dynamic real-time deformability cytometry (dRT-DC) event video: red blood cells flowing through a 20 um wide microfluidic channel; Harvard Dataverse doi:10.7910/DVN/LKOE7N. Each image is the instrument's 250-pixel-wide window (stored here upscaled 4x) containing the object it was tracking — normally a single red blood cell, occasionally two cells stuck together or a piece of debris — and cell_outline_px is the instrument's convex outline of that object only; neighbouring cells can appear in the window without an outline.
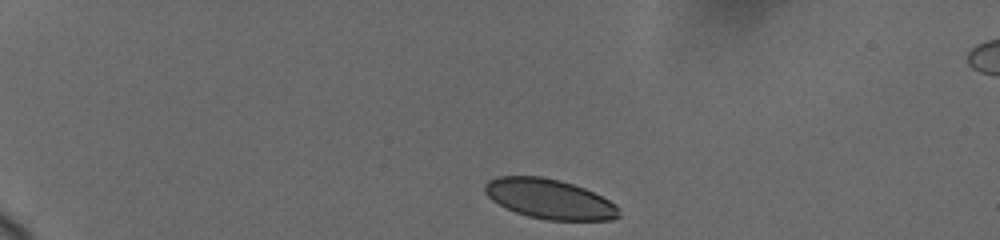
{"species": "human", "species_latin": "Homo sapiens", "temperature_condition": "cold", "stored_images_in_passage": 17, "camera_frame_rate_fps": 3000, "um_per_image_px": 0.085, "donor": {"sex": "female"}, "frame": {"image": 1, "passage_image": 1, "time_ms": 0.0, "image_size_px": [1000, 240], "cell_outline_px": [[620, 216], [612, 220], [548, 220], [528, 216], [504, 208], [492, 200], [484, 192], [484, 184], [488, 180], [500, 176], [540, 176], [560, 180], [584, 188], [616, 204], [620, 208]], "centroid_in_image_um": [46.69, 16.91], "position_along_channel_um": 38.3, "area_um2": 31.15}}
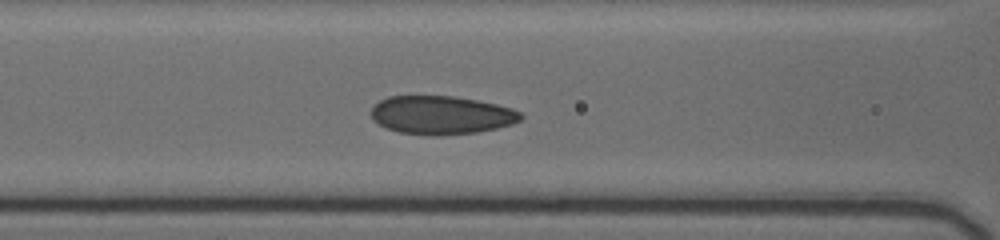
{"frame": {"image": 2, "passage_image": 13, "time_ms": 4.667, "image_size_px": [1000, 240], "cell_outline_px": [[524, 116], [520, 120], [512, 124], [496, 128], [476, 132], [440, 136], [428, 136], [400, 132], [388, 128], [372, 120], [372, 108], [380, 100], [388, 96], [452, 96], [476, 100], [496, 104], [512, 108], [520, 112]], "centroid_in_image_um": [37.52, 9.79], "position_along_channel_um": 129.1, "area_um2": 33.47}}
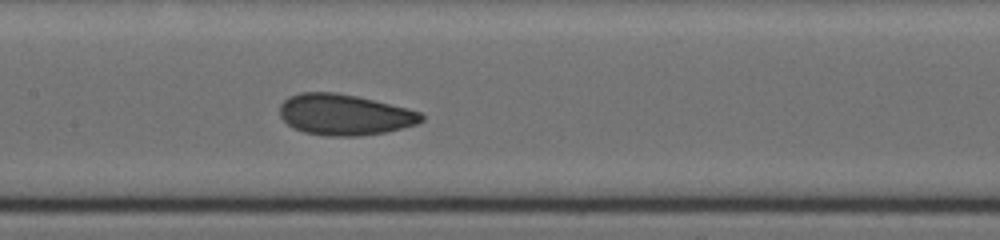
{"frame": {"image": 3, "passage_image": 17, "time_ms": 6.0, "image_size_px": [1000, 240], "cell_outline_px": [[424, 120], [416, 124], [384, 132], [360, 136], [324, 136], [304, 132], [292, 128], [280, 116], [280, 104], [288, 96], [300, 92], [336, 92], [356, 96], [408, 108], [420, 112], [424, 116]], "centroid_in_image_um": [29.25, 9.74], "position_along_channel_um": 178.1, "area_um2": 33.87}}